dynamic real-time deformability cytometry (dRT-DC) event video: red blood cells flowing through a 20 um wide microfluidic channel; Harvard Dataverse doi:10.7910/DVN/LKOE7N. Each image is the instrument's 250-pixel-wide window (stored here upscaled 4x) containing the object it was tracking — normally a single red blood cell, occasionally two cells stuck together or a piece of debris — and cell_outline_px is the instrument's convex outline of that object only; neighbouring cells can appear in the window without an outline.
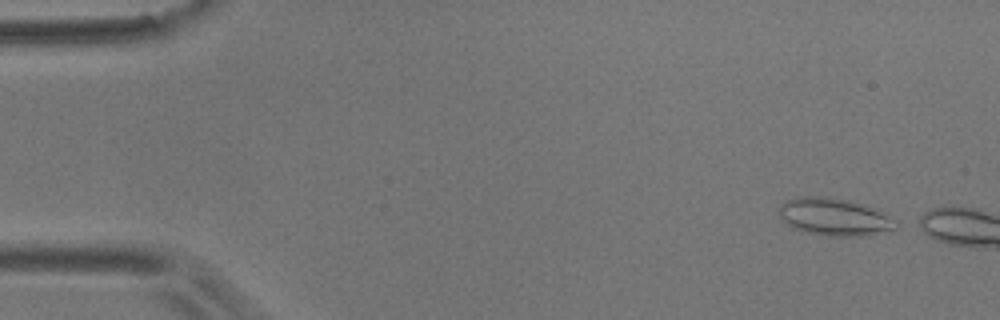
{"species": "common noctule bat (a hibernating species)", "species_latin": "Nyctalus noctula", "temperature_condition": "room temperature", "stored_images_in_passage": 2, "camera_frame_rate_fps": 3000, "um_per_image_px": 0.085, "animal": {"sex": "male", "body_mass_g": 17.9}, "frame": {"image": 1, "passage_image": 1, "time_ms": 0.0, "image_size_px": [1000, 320], "cell_outline_px": [[904, 224], [900, 228], [892, 232], [864, 236], [828, 236], [808, 232], [796, 228], [788, 224], [780, 216], [780, 204], [788, 200], [800, 196], [824, 196], [848, 200], [876, 208]], "centroid_in_image_um": [71.08, 18.45], "position_along_channel_um": 13.9, "area_um2": 25.95}}